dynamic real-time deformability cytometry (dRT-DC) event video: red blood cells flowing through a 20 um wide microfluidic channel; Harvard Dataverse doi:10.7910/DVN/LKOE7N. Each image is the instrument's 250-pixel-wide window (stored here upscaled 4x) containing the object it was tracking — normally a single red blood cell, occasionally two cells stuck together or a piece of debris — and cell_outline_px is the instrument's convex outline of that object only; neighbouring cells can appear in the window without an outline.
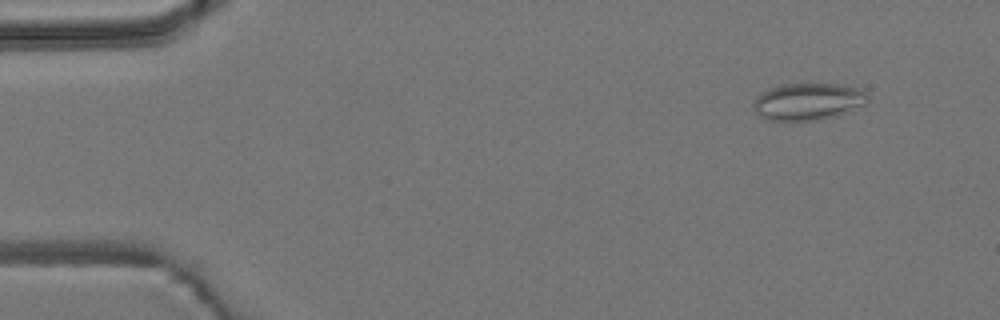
{"species": "common noctule bat (a hibernating species)", "species_latin": "Nyctalus noctula", "temperature_condition": "room temperature", "stored_images_in_passage": 53, "camera_frame_rate_fps": 3000, "um_per_image_px": 0.085, "animal": {"sex": "male", "body_mass_g": 19.2, "forearm_length_mm": 51.8}, "frame": {"image": 1, "passage_image": 5, "time_ms": 1.333, "image_size_px": [1000, 320], "cell_outline_px": [[868, 100], [864, 104], [836, 116], [820, 120], [768, 120], [760, 116], [752, 108], [752, 104], [756, 96], [768, 88], [780, 84], [836, 84], [856, 88], [868, 92]], "centroid_in_image_um": [68.64, 8.63], "position_along_channel_um": 16.4, "area_um2": 24.68}}
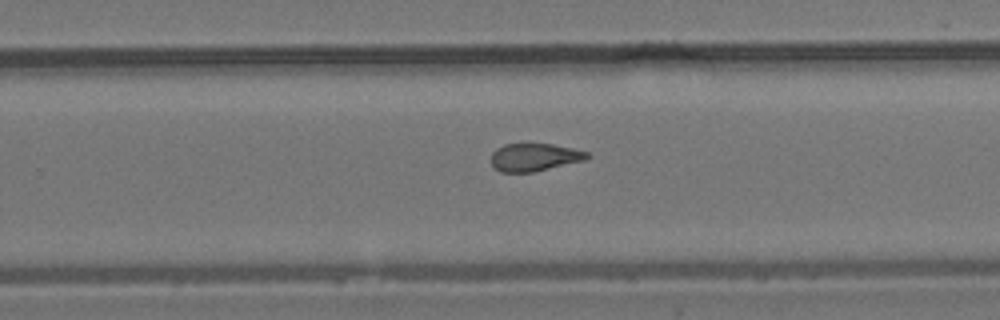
{"frame": {"image": 2, "passage_image": 34, "time_ms": 11.0, "image_size_px": [1000, 320], "cell_outline_px": [[592, 156], [584, 160], [532, 172], [500, 172], [492, 164], [492, 152], [496, 148], [504, 144], [552, 144], [572, 148], [588, 152]], "centroid_in_image_um": [45.43, 13.35], "position_along_channel_um": 284.4, "area_um2": 15.37}}
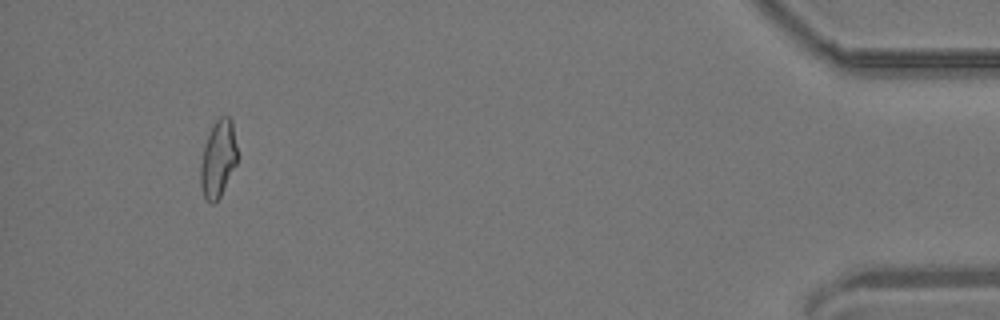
{"frame": {"image": 3, "passage_image": 50, "time_ms": 16.333, "image_size_px": [1000, 320], "cell_outline_px": [[236, 164], [220, 196], [212, 204], [204, 196], [200, 184], [200, 164], [204, 144], [212, 124], [220, 116], [228, 116], [232, 120], [236, 148]], "centroid_in_image_um": [18.51, 13.46], "position_along_channel_um": 416.7, "area_um2": 16.3}, "authors_computed_cell_mechanics": {"area_um2": 16.5886, "velocity_mm_per_s": 3.8503, "shape_relaxation_time_tau1_ms": null, "shape_relaxation_time_tau2_ms": 2.2626, "deformation_change_tau1": null, "deformation_change_tau2": 0.109}}